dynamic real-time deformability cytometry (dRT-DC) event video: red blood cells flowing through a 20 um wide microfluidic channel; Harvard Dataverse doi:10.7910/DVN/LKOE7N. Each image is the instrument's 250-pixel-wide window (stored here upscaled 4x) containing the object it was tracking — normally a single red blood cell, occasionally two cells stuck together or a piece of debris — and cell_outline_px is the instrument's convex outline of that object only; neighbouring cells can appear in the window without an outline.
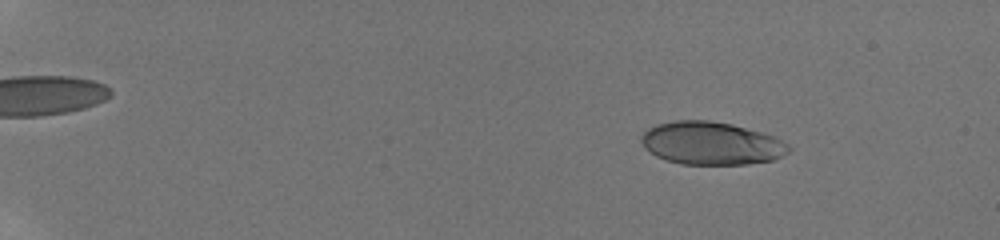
{"species": "human", "species_latin": "Homo sapiens", "temperature_condition": "room temperature", "stored_images_in_passage": 23, "camera_frame_rate_fps": 3000, "um_per_image_px": 0.085, "donor": {"sex": "male"}, "frame": {"image": 1, "passage_image": 9, "time_ms": 2.667, "image_size_px": [1000, 240], "cell_outline_px": [[792, 148], [788, 152], [772, 160], [748, 164], [680, 164], [656, 156], [644, 148], [640, 140], [640, 136], [648, 128], [656, 124], [676, 120], [708, 120], [732, 124], [760, 132], [772, 136], [788, 144]], "centroid_in_image_um": [60.42, 12.17], "position_along_channel_um": 24.6, "area_um2": 36.76}}
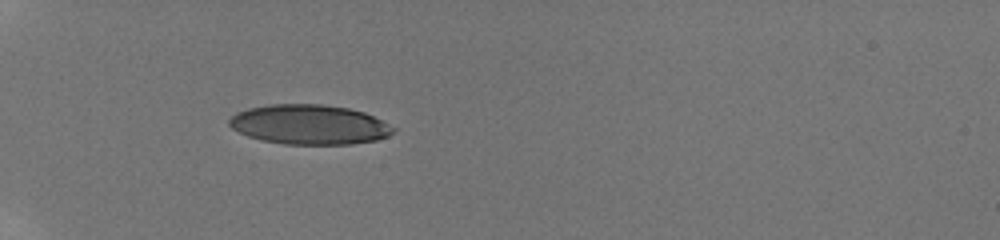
{"frame": {"image": 2, "passage_image": 22, "time_ms": 6.667, "image_size_px": [1000, 240], "cell_outline_px": [[396, 132], [388, 136], [376, 140], [352, 144], [284, 144], [264, 140], [248, 136], [232, 128], [228, 124], [228, 120], [236, 112], [248, 108], [268, 104], [320, 104], [348, 108], [364, 112], [396, 128]], "centroid_in_image_um": [26.29, 10.58], "position_along_channel_um": 58.7, "area_um2": 37.92}}